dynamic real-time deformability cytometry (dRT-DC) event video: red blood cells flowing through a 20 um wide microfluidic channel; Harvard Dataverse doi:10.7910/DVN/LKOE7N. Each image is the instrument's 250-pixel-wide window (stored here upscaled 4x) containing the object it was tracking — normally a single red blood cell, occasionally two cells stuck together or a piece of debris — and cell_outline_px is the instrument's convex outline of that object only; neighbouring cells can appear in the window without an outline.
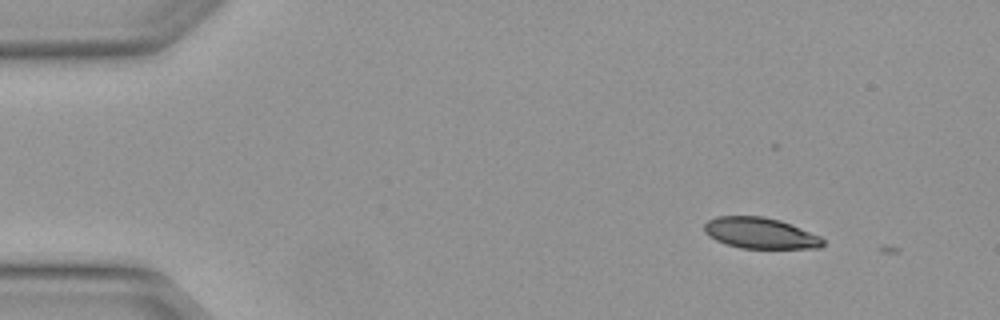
{"species": "Egyptian fruit bat (a non-hibernating species)", "species_latin": "Rousettus aegyptiacus", "temperature_condition": "warm", "stored_images_in_passage": 3, "camera_frame_rate_fps": 3000, "um_per_image_px": 0.085, "animal": {"sex": "female"}, "frame": {"image": 1, "passage_image": 1, "time_ms": 0.0, "image_size_px": [1000, 320], "cell_outline_px": [[824, 244], [820, 248], [740, 248], [716, 240], [708, 236], [704, 232], [704, 224], [708, 220], [716, 216], [764, 216], [780, 220], [820, 236], [824, 240]], "centroid_in_image_um": [64.6, 19.81], "position_along_channel_um": 20.4, "area_um2": 21.39}}